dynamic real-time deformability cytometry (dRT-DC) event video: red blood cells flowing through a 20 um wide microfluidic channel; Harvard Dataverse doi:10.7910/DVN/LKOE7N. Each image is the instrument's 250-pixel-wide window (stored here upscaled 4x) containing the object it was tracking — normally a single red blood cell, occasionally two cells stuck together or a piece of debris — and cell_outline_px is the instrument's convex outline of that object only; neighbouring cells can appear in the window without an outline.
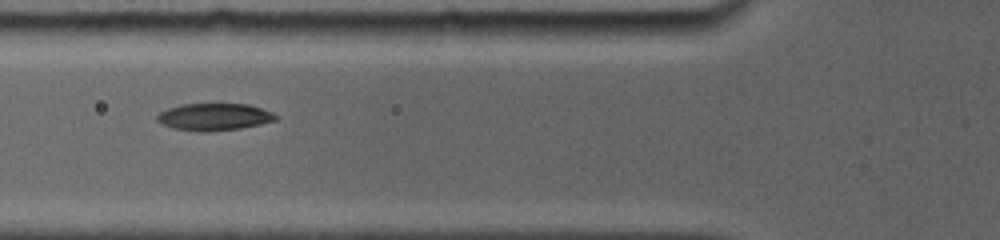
{"species": "common noctule bat (a hibernating species)", "species_latin": "Nyctalus noctula", "temperature_condition": "room temperature", "stored_images_in_passage": 67, "camera_frame_rate_fps": 5000, "um_per_image_px": 0.085, "animal": {"sex": "female", "body_mass_g": 19.0, "forearm_length_mm": 56.7}, "frame": {"image": 1, "passage_image": 9, "time_ms": 1.0, "image_size_px": [1000, 240], "cell_outline_px": [[280, 116], [276, 120], [260, 124], [240, 128], [208, 132], [196, 132], [172, 128], [160, 124], [156, 120], [156, 116], [160, 112], [168, 108], [180, 104], [248, 104], [272, 112]], "centroid_in_image_um": [18.17, 9.94], "position_along_channel_um": 107.6, "area_um2": 18.96}}
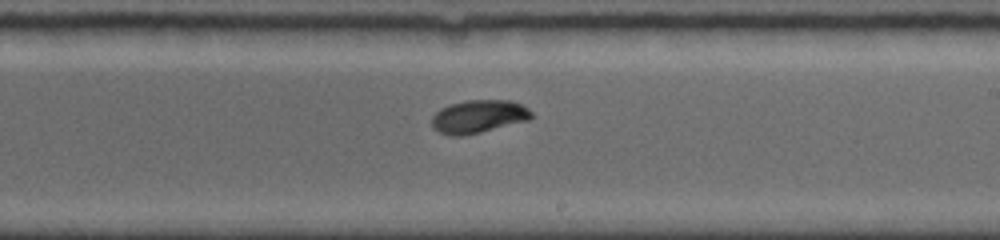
{"frame": {"image": 2, "passage_image": 37, "time_ms": 4.6, "image_size_px": [1000, 240], "cell_outline_px": [[536, 116], [528, 120], [464, 136], [452, 136], [440, 132], [432, 128], [432, 116], [440, 108], [448, 104], [468, 100], [508, 100], [520, 104], [528, 108]], "centroid_in_image_um": [40.67, 9.9], "position_along_channel_um": 248.3, "area_um2": 19.25}}
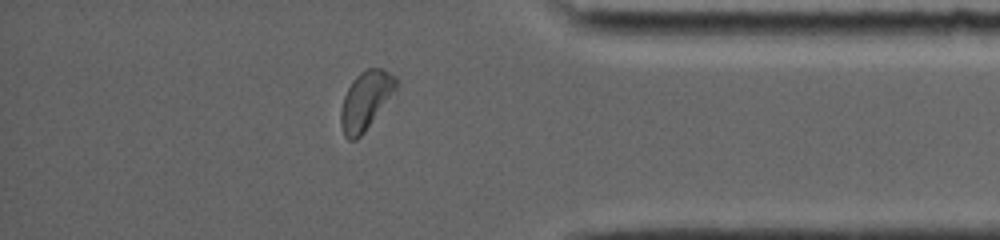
{"frame": {"image": 3, "passage_image": 58, "time_ms": 8.8, "image_size_px": [1000, 240], "cell_outline_px": [[396, 88], [364, 132], [356, 140], [348, 140], [344, 136], [340, 124], [340, 112], [344, 96], [352, 80], [360, 72], [368, 68], [380, 68], [396, 76]], "centroid_in_image_um": [31.04, 8.55], "position_along_channel_um": 404.2, "area_um2": 18.38}, "authors_computed_cell_mechanics": {"area_um2": 19.1318, "velocity_mm_per_s": 3.9197, "shape_relaxation_time_tau1_ms": 0.3646, "shape_relaxation_time_tau2_ms": null, "deformation_change_tau1": null, "deformation_change_tau2": null}}